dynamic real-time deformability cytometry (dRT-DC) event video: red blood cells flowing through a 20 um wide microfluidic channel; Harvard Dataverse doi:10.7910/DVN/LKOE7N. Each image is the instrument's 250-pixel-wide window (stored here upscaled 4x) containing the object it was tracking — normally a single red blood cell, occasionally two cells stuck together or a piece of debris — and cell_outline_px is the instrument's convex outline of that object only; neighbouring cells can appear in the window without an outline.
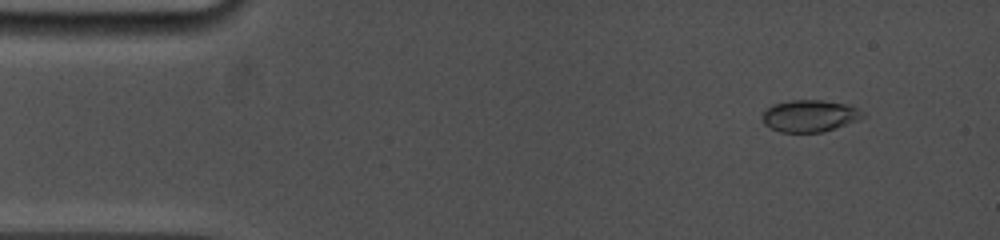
{"species": "common noctule bat (a hibernating species)", "species_latin": "Nyctalus noctula", "temperature_condition": "cold", "stored_images_in_passage": 48, "camera_frame_rate_fps": 5000, "um_per_image_px": 0.085, "animal": {"sex": "female", "body_mass_g": 19.0, "forearm_length_mm": 53.3}, "frame": {"image": 1, "passage_image": 5, "time_ms": 1.4, "image_size_px": [1000, 240], "cell_outline_px": [[864, 116], [856, 120], [824, 132], [780, 132], [764, 124], [764, 112], [772, 104], [792, 100], [820, 100], [844, 104], [856, 108], [864, 112]], "centroid_in_image_um": [68.81, 9.85], "position_along_channel_um": 16.2, "area_um2": 18.26}}
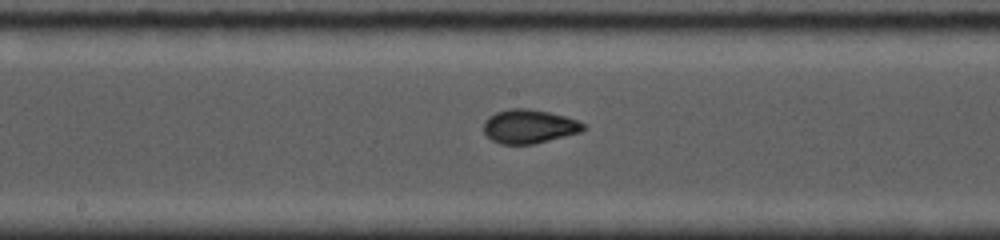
{"frame": {"image": 2, "passage_image": 26, "time_ms": 8.6, "image_size_px": [1000, 240], "cell_outline_px": [[588, 128], [580, 132], [532, 144], [500, 144], [492, 140], [484, 132], [484, 120], [488, 116], [496, 112], [512, 108], [528, 108], [548, 112], [564, 116], [576, 120], [584, 124]], "centroid_in_image_um": [44.95, 10.74], "position_along_channel_um": 203.2, "area_um2": 19.54}}
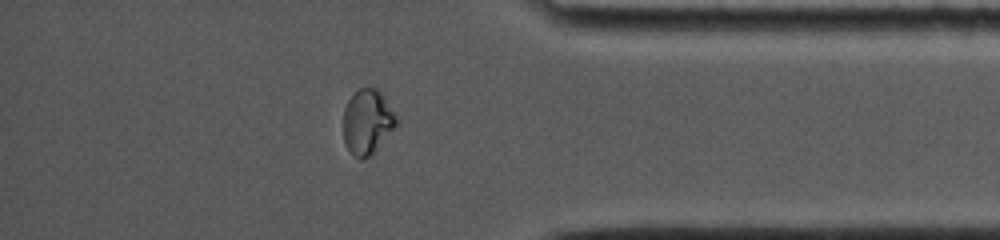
{"frame": {"image": 3, "passage_image": 42, "time_ms": 14.0, "image_size_px": [1000, 240], "cell_outline_px": [[400, 120], [372, 152], [364, 160], [360, 160], [344, 144], [344, 108], [348, 100], [360, 88], [376, 88], [384, 96]], "centroid_in_image_um": [31.22, 10.33], "position_along_channel_um": 404.0, "area_um2": 19.59}}